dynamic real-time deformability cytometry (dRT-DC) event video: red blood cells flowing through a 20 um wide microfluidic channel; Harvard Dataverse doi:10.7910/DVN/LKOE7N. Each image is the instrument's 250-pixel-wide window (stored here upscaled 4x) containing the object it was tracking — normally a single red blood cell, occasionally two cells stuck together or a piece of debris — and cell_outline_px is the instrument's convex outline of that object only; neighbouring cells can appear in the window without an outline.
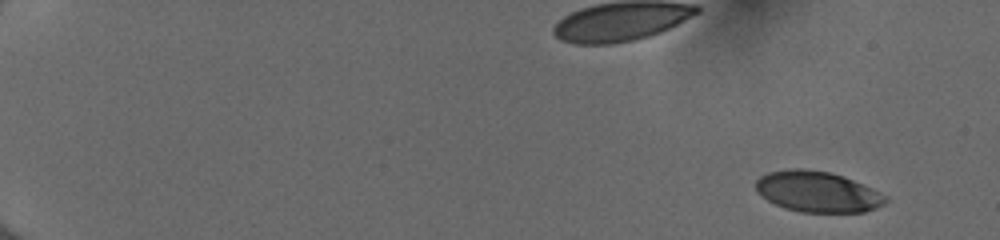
{"species": "human", "species_latin": "Homo sapiens", "temperature_condition": "cold", "stored_images_in_passage": 51, "camera_frame_rate_fps": 3000, "um_per_image_px": 0.085, "donor": {"sex": "female"}, "frame": {"image": 1, "passage_image": 1, "time_ms": 0.0, "image_size_px": [1000, 240], "cell_outline_px": [[888, 200], [884, 204], [876, 208], [864, 212], [800, 212], [784, 208], [768, 200], [756, 192], [756, 180], [760, 176], [768, 172], [792, 168], [804, 168], [828, 172], [844, 176], [872, 188], [888, 196]], "centroid_in_image_um": [69.49, 16.29], "position_along_channel_um": 15.5, "area_um2": 30.98}}
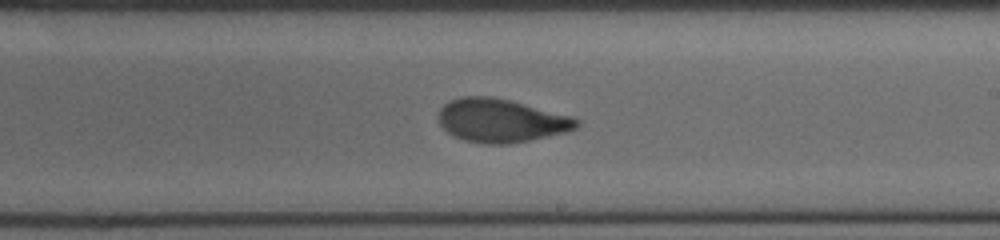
{"frame": {"image": 2, "passage_image": 32, "time_ms": 10.333, "image_size_px": [1000, 240], "cell_outline_px": [[580, 124], [576, 128], [568, 132], [508, 144], [484, 144], [464, 140], [448, 132], [440, 124], [436, 116], [440, 108], [448, 100], [460, 96], [488, 96], [508, 100], [572, 116], [580, 120]], "centroid_in_image_um": [42.56, 10.24], "position_along_channel_um": 246.4, "area_um2": 34.97}}
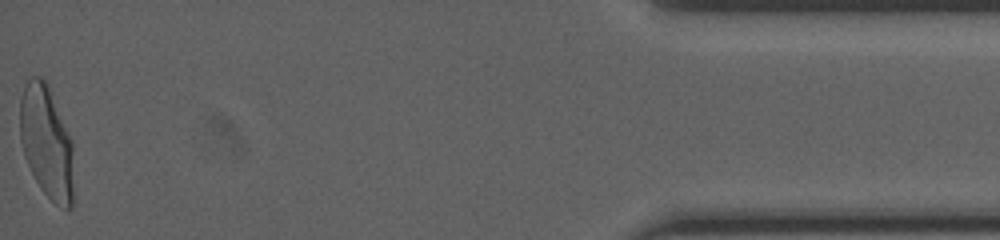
{"frame": {"image": 3, "passage_image": 51, "time_ms": 16.667, "image_size_px": [1000, 240], "cell_outline_px": [[72, 208], [64, 208], [56, 204], [40, 188], [24, 156], [20, 140], [20, 96], [24, 84], [32, 76], [40, 76], [48, 84], [72, 140]], "centroid_in_image_um": [3.94, 12.03], "position_along_channel_um": 431.3, "area_um2": 35.08}, "authors_computed_cell_mechanics": {"area_um2": 34.68, "velocity_mm_per_s": 4.0329, "shape_relaxation_time_tau1_ms": 5.4491, "shape_relaxation_time_tau2_ms": 0.9441, "deformation_change_tau1": 0.1964, "deformation_change_tau2": 0.0601}}